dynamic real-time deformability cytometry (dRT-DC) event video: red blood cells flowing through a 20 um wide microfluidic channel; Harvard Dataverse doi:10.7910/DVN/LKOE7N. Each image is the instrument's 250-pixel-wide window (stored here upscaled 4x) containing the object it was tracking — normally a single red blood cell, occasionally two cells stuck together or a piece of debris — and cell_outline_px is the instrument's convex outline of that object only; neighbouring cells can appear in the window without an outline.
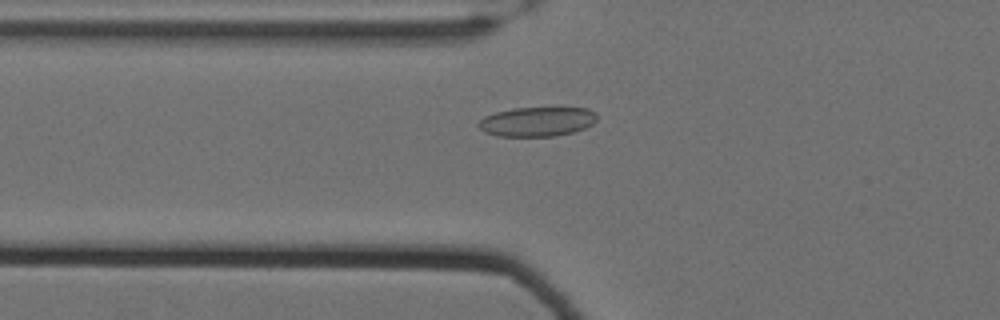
{"species": "Egyptian fruit bat (a non-hibernating species)", "species_latin": "Rousettus aegyptiacus", "temperature_condition": "cold", "stored_images_in_passage": 52, "camera_frame_rate_fps": 3000, "um_per_image_px": 0.085, "animal": {"sex": "female"}, "frame": {"image": 1, "passage_image": 16, "time_ms": 5.0, "image_size_px": [1000, 320], "cell_outline_px": [[596, 120], [592, 124], [584, 128], [572, 132], [556, 136], [496, 136], [484, 132], [476, 124], [484, 116], [496, 112], [512, 108], [588, 108], [596, 112]], "centroid_in_image_um": [45.63, 10.34], "position_along_channel_um": 80.2, "area_um2": 20.35}}
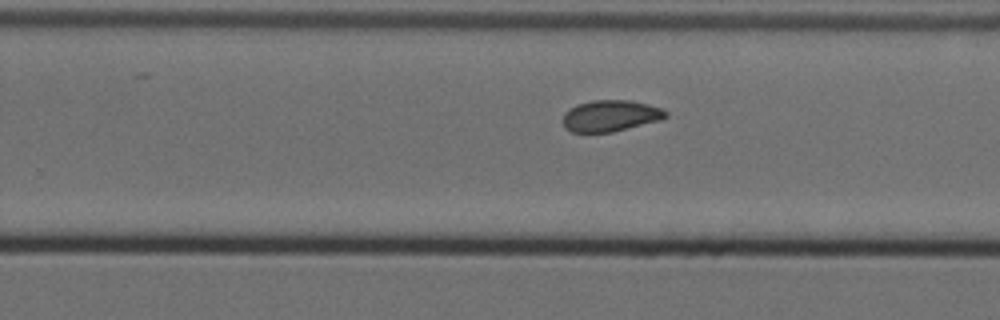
{"frame": {"image": 2, "passage_image": 33, "time_ms": 10.667, "image_size_px": [1000, 320], "cell_outline_px": [[668, 116], [660, 120], [612, 132], [572, 132], [564, 128], [564, 112], [576, 104], [592, 100], [628, 100], [648, 104], [660, 108], [668, 112]], "centroid_in_image_um": [51.88, 9.84], "position_along_channel_um": 277.9, "area_um2": 18.73}}
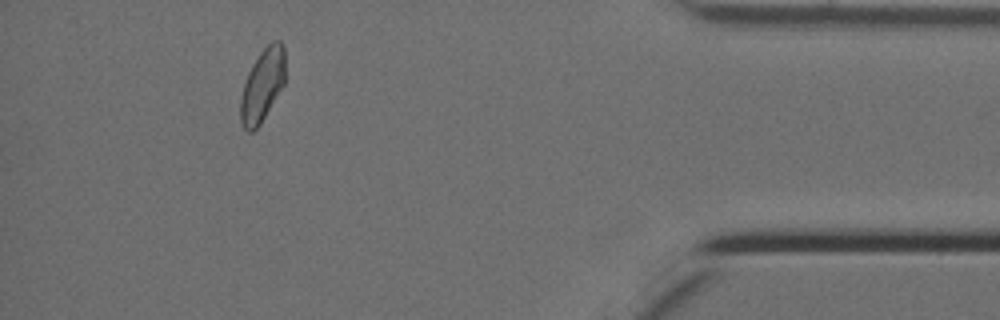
{"frame": {"image": 3, "passage_image": 48, "time_ms": 15.667, "image_size_px": [1000, 320], "cell_outline_px": [[284, 84], [260, 124], [252, 132], [248, 132], [244, 128], [240, 120], [240, 100], [244, 84], [248, 72], [252, 64], [260, 52], [272, 40], [280, 40], [284, 48]], "centroid_in_image_um": [22.29, 7.24], "position_along_channel_um": 412.9, "area_um2": 18.79}, "authors_computed_cell_mechanics": {"area_um2": 19.4497, "velocity_mm_per_s": 3.4802, "shape_relaxation_time_tau1_ms": null, "shape_relaxation_time_tau2_ms": 2.258, "deformation_change_tau1": null, "deformation_change_tau2": 0.0653}}